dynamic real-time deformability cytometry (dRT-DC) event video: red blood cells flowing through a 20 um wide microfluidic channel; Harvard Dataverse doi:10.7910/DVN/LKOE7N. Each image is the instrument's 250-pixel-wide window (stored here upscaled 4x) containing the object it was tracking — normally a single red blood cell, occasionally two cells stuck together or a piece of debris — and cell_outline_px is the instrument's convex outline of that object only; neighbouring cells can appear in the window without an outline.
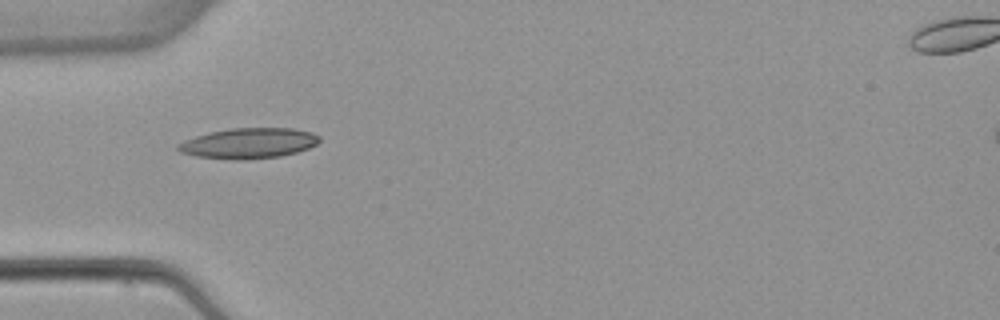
{"species": "common noctule bat (a hibernating species)", "species_latin": "Nyctalus noctula", "temperature_condition": "warm", "stored_images_in_passage": 5, "camera_frame_rate_fps": 3000, "um_per_image_px": 0.085, "animal": {"sex": "female", "body_mass_g": 22.7, "forearm_length_mm": 54.2}, "frame": {"image": 1, "passage_image": 5, "time_ms": 4.667, "image_size_px": [1000, 320], "cell_outline_px": [[320, 140], [316, 144], [308, 148], [296, 152], [280, 156], [244, 160], [236, 160], [196, 156], [180, 152], [176, 148], [176, 144], [184, 140], [208, 132], [228, 128], [292, 128], [312, 132], [320, 136]], "centroid_in_image_um": [21.11, 12.17], "position_along_channel_um": 63.9, "area_um2": 25.2}}